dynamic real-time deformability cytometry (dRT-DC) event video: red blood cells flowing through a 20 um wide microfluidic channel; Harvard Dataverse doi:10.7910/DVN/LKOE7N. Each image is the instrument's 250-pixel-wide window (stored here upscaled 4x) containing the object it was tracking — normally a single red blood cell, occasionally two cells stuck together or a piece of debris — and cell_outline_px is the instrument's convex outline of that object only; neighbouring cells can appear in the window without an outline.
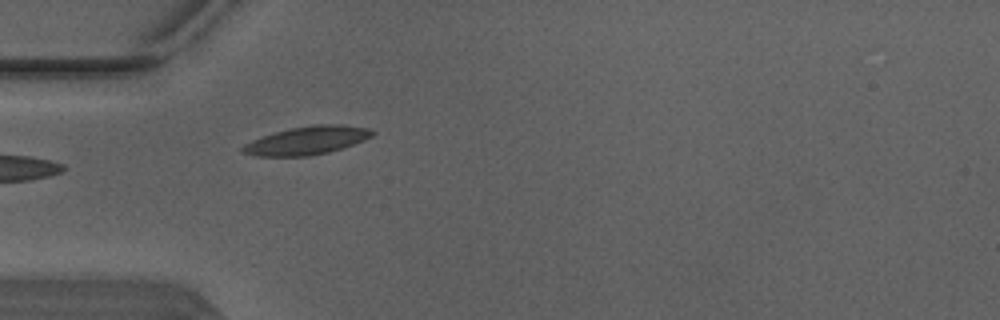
{"species": "Egyptian fruit bat (a non-hibernating species)", "species_latin": "Rousettus aegyptiacus", "temperature_condition": "warm", "stored_images_in_passage": 2, "camera_frame_rate_fps": 3000, "um_per_image_px": 0.085, "animal": {"sex": "male"}, "frame": {"image": 1, "passage_image": 2, "time_ms": 0.333, "image_size_px": [1000, 320], "cell_outline_px": [[376, 132], [372, 136], [364, 140], [328, 152], [308, 156], [256, 156], [240, 152], [240, 148], [244, 144], [252, 140], [288, 128], [316, 124], [344, 124], [368, 128]], "centroid_in_image_um": [26.08, 11.93], "position_along_channel_um": 58.9, "area_um2": 21.27}}